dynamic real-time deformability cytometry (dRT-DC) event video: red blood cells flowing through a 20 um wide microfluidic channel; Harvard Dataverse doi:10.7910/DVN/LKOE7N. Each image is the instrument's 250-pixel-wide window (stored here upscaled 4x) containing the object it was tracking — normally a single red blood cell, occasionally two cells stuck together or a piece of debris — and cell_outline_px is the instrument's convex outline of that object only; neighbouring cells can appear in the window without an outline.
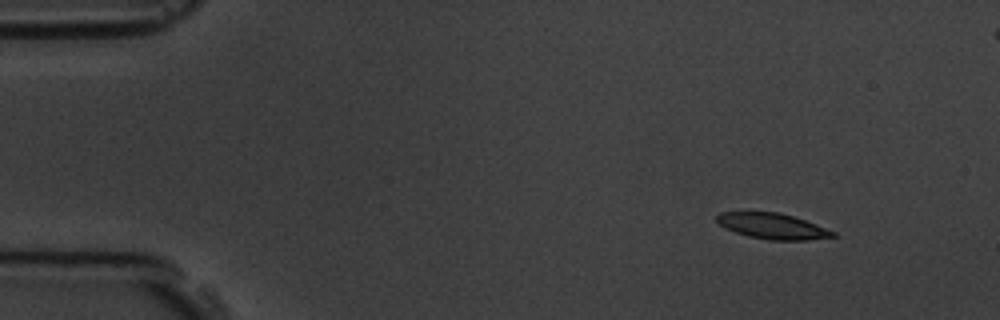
{"species": "common noctule bat (a hibernating species)", "species_latin": "Nyctalus noctula", "temperature_condition": "room temperature", "stored_images_in_passage": 5, "camera_frame_rate_fps": 3000, "um_per_image_px": 0.085, "animal": {"sex": "male", "body_mass_g": 19.5, "forearm_length_mm": 54.6}, "frame": {"image": 1, "passage_image": 1, "time_ms": 0.0, "image_size_px": [1000, 320], "cell_outline_px": [[836, 236], [808, 240], [772, 240], [748, 236], [724, 228], [716, 220], [716, 216], [720, 212], [776, 212], [792, 216], [816, 224], [836, 232]], "centroid_in_image_um": [65.66, 19.22], "position_along_channel_um": 19.3, "area_um2": 17.22}}
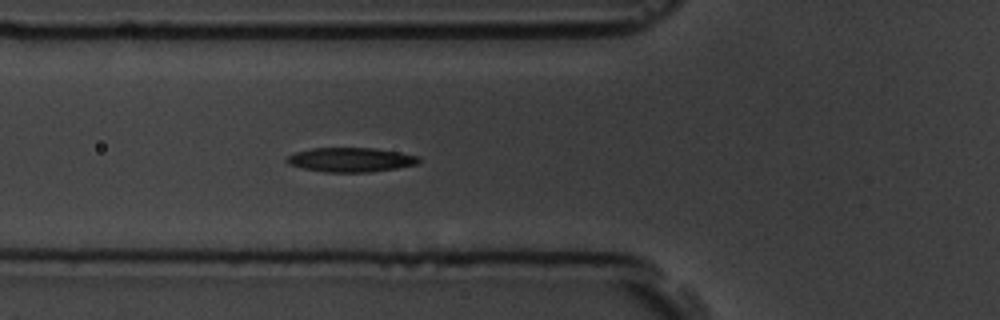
{"frame": {"image": 2, "passage_image": 5, "time_ms": 4.667, "image_size_px": [1000, 320], "cell_outline_px": [[420, 160], [416, 164], [396, 168], [368, 172], [324, 172], [304, 168], [288, 164], [284, 160], [288, 156], [296, 152], [312, 148], [376, 148], [400, 152], [420, 156]], "centroid_in_image_um": [29.81, 13.57], "position_along_channel_um": 96.0, "area_um2": 18.67}}